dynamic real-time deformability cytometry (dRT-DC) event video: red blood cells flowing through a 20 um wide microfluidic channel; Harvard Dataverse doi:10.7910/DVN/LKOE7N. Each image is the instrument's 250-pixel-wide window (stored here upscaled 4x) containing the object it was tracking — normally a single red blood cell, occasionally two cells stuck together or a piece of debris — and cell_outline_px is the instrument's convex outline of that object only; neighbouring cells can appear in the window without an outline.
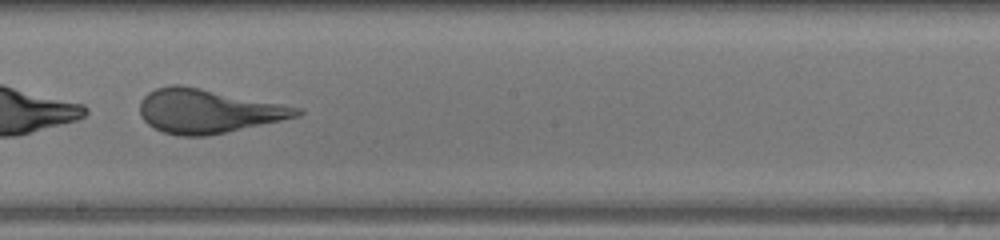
{"species": "human", "species_latin": "Homo sapiens", "temperature_condition": "warm", "stored_images_in_passage": 44, "camera_frame_rate_fps": 3000, "um_per_image_px": 0.085, "donor": {"sex": "male"}, "frame": {"image": 1, "passage_image": 25, "time_ms": 8.0, "image_size_px": [1000, 240], "cell_outline_px": [[304, 112], [300, 116], [224, 132], [204, 136], [176, 136], [164, 132], [148, 124], [140, 116], [140, 100], [148, 92], [156, 88], [172, 84], [180, 84], [304, 108]], "centroid_in_image_um": [17.66, 9.43], "position_along_channel_um": 230.5, "area_um2": 40.06}}
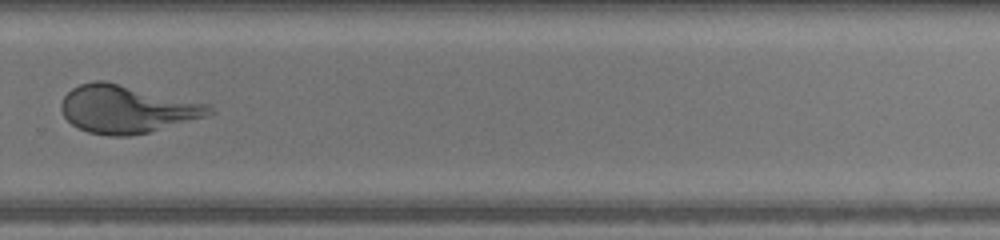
{"frame": {"image": 2, "passage_image": 31, "time_ms": 10.0, "image_size_px": [1000, 240], "cell_outline_px": [[216, 112], [204, 116], [148, 132], [128, 136], [108, 136], [88, 132], [72, 124], [64, 116], [60, 108], [60, 104], [64, 96], [72, 88], [80, 84], [92, 80], [104, 80], [212, 104]], "centroid_in_image_um": [10.78, 9.25], "position_along_channel_um": 319.0, "area_um2": 41.27}}